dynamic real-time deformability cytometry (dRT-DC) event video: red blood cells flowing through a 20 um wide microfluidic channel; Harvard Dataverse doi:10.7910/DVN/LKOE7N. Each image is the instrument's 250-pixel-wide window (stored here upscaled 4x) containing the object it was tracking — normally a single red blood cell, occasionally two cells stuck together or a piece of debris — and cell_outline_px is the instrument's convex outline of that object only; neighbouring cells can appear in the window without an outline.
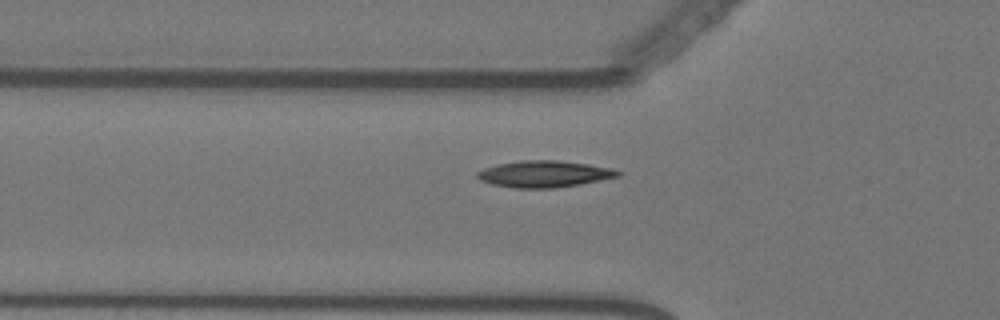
{"species": "Egyptian fruit bat (a non-hibernating species)", "species_latin": "Rousettus aegyptiacus", "temperature_condition": "warm", "stored_images_in_passage": 53, "camera_frame_rate_fps": 3000, "um_per_image_px": 0.085, "animal": {"sex": "female"}, "frame": {"image": 1, "passage_image": 15, "time_ms": 4.667, "image_size_px": [1000, 320], "cell_outline_px": [[620, 176], [580, 184], [556, 188], [516, 188], [492, 184], [480, 180], [476, 176], [476, 172], [484, 168], [496, 164], [524, 160], [556, 160], [588, 164], [612, 168], [620, 172]], "centroid_in_image_um": [46.24, 14.79], "position_along_channel_um": 79.6, "area_um2": 21.73}}
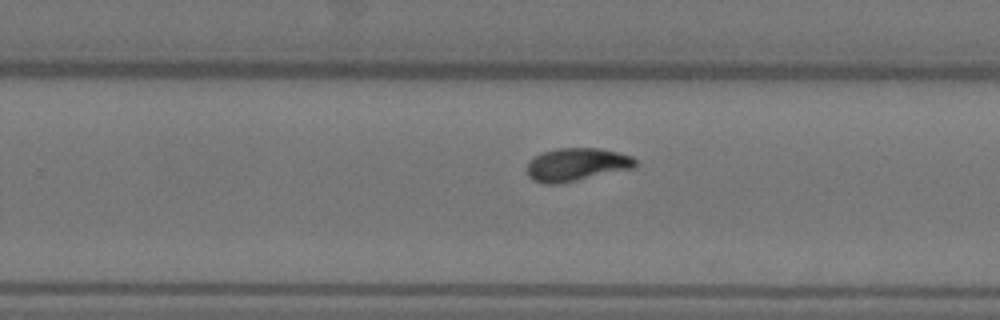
{"frame": {"image": 2, "passage_image": 32, "time_ms": 10.333, "image_size_px": [1000, 320], "cell_outline_px": [[636, 168], [564, 184], [544, 184], [532, 180], [528, 176], [528, 160], [544, 152], [556, 148], [596, 148], [616, 152], [632, 156], [636, 160]], "centroid_in_image_um": [49.03, 14.01], "position_along_channel_um": 280.8, "area_um2": 21.21}}
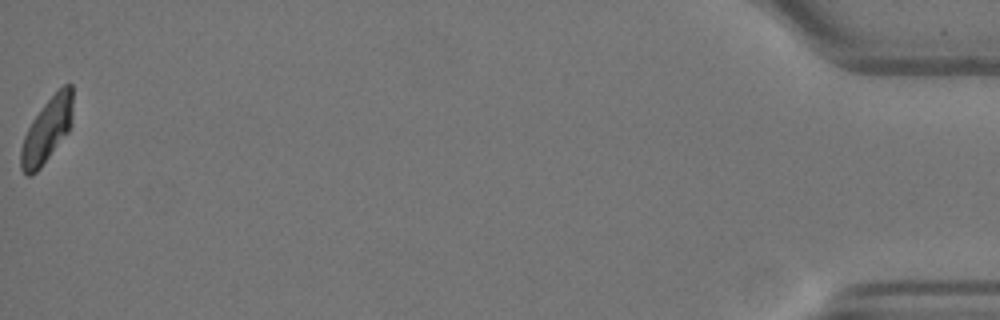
{"frame": {"image": 3, "passage_image": 53, "time_ms": 17.333, "image_size_px": [1000, 320], "cell_outline_px": [[72, 124], [68, 132], [40, 168], [32, 176], [28, 176], [20, 168], [20, 148], [24, 136], [32, 120], [44, 104], [64, 84], [72, 84]], "centroid_in_image_um": [3.98, 11.09], "position_along_channel_um": 431.2, "area_um2": 19.36}, "authors_computed_cell_mechanics": {"area_um2": 20.1144, "velocity_mm_per_s": 3.5463, "shape_relaxation_time_tau1_ms": 5.1106, "shape_relaxation_time_tau2_ms": 1.5273, "deformation_change_tau1": 0.1659, "deformation_change_tau2": 0.0491}}